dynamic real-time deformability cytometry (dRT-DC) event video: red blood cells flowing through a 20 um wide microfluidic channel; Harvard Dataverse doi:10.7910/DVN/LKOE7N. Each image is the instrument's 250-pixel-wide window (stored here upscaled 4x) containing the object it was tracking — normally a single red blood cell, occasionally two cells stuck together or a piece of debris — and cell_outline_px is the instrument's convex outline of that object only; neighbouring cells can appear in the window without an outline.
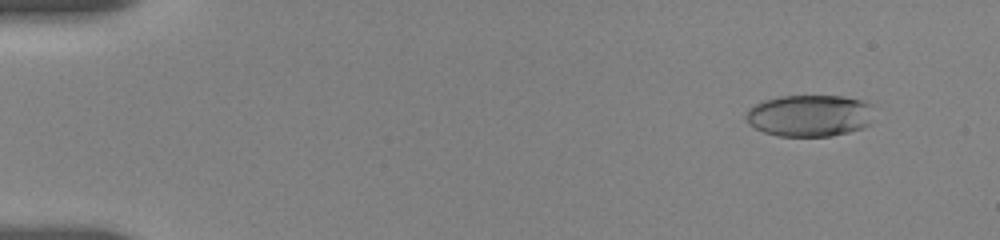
{"species": "human", "species_latin": "Homo sapiens", "temperature_condition": "room temperature", "stored_images_in_passage": 27, "camera_frame_rate_fps": 3000, "um_per_image_px": 0.085, "donor": {"sex": "female"}, "frame": {"image": 1, "passage_image": 6, "time_ms": 1.0, "image_size_px": [1000, 240], "cell_outline_px": [[872, 124], [848, 132], [832, 136], [780, 136], [764, 132], [748, 124], [744, 116], [748, 108], [764, 100], [780, 96], [844, 96], [860, 100], [872, 104]], "centroid_in_image_um": [68.81, 9.82], "position_along_channel_um": 16.2, "area_um2": 31.39}}